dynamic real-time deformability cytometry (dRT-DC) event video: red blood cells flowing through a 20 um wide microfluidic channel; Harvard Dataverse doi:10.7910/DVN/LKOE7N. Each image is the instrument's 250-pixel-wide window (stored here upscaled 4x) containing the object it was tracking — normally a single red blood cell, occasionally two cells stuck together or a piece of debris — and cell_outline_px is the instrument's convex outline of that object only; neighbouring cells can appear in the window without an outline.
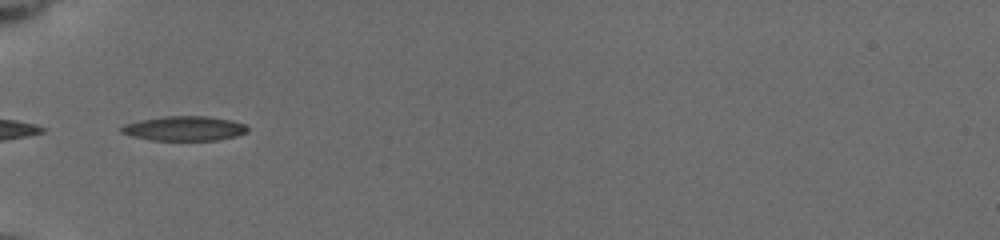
{"species": "common noctule bat (a hibernating species)", "species_latin": "Nyctalus noctula", "temperature_condition": "cold", "stored_images_in_passage": 36, "camera_frame_rate_fps": 3000, "um_per_image_px": 0.085, "animal": {"sex": "female", "body_mass_g": 19.5, "forearm_length_mm": 54.1}, "frame": {"image": 1, "passage_image": 1, "time_ms": 0.0, "image_size_px": [1000, 240], "cell_outline_px": [[248, 132], [236, 136], [220, 140], [152, 140], [132, 136], [120, 132], [120, 128], [124, 124], [140, 120], [164, 116], [208, 116], [232, 120], [244, 124], [248, 128]], "centroid_in_image_um": [15.68, 10.91], "position_along_channel_um": 69.3, "area_um2": 18.15}}
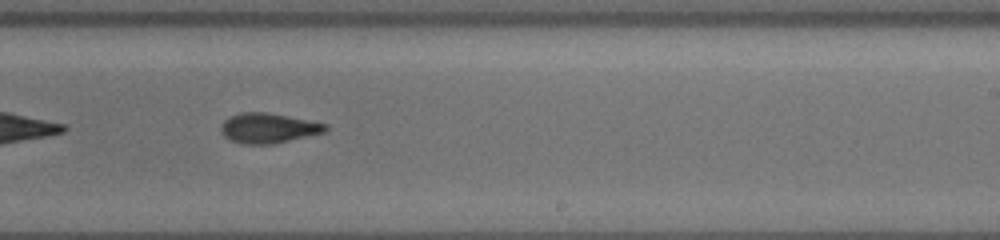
{"frame": {"image": 2, "passage_image": 17, "time_ms": 5.333, "image_size_px": [1000, 240], "cell_outline_px": [[328, 128], [324, 132], [272, 144], [244, 144], [232, 140], [224, 136], [220, 128], [224, 120], [228, 116], [240, 112], [268, 112], [328, 124]], "centroid_in_image_um": [22.78, 10.87], "position_along_channel_um": 266.2, "area_um2": 18.15}}
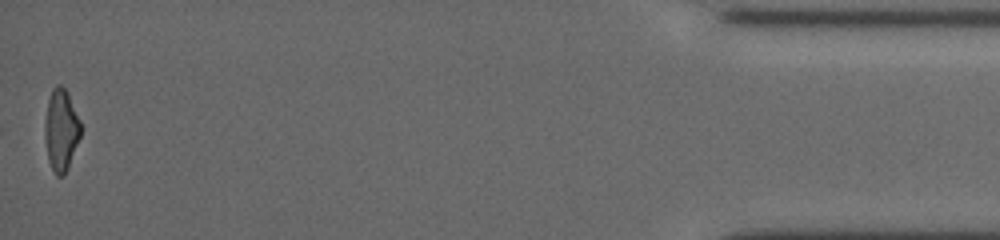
{"frame": {"image": 3, "passage_image": 36, "time_ms": 11.667, "image_size_px": [1000, 240], "cell_outline_px": [[80, 136], [68, 168], [60, 176], [56, 176], [48, 160], [44, 132], [44, 124], [48, 100], [52, 88], [56, 84], [60, 84], [68, 92], [80, 120]], "centroid_in_image_um": [5.18, 11.01], "position_along_channel_um": 430.0, "area_um2": 16.99}, "authors_computed_cell_mechanics": {"area_um2": 17.918, "velocity_mm_per_s": 3.7743, "shape_relaxation_time_tau1_ms": 3.492, "shape_relaxation_time_tau2_ms": 3.7181, "deformation_change_tau1": 0.1504, "deformation_change_tau2": 0.1037}}